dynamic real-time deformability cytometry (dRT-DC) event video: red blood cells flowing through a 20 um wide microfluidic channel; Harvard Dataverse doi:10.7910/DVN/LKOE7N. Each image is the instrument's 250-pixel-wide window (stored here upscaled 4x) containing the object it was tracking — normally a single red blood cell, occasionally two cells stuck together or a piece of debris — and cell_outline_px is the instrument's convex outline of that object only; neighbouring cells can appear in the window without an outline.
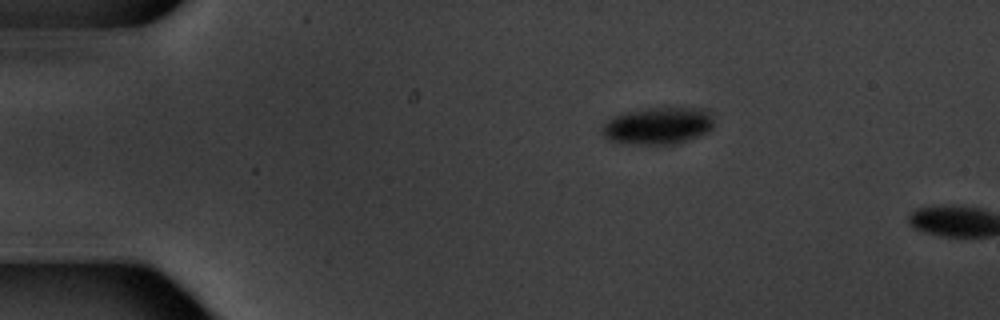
{"species": "common noctule bat (a hibernating species)", "species_latin": "Nyctalus noctula", "temperature_condition": "warm", "stored_images_in_passage": 2, "camera_frame_rate_fps": 3000, "um_per_image_px": 0.085, "animal": {"sex": "male", "body_mass_g": 20.1, "forearm_length_mm": 53.5}, "frame": {"image": 1, "passage_image": 1, "time_ms": 0.0, "image_size_px": [1000, 320], "cell_outline_px": [[716, 124], [708, 132], [672, 144], [636, 144], [612, 140], [604, 136], [600, 128], [608, 120], [624, 112], [652, 108], [708, 108], [712, 112]], "centroid_in_image_um": [56.01, 10.66], "position_along_channel_um": 29.0, "area_um2": 24.04}}